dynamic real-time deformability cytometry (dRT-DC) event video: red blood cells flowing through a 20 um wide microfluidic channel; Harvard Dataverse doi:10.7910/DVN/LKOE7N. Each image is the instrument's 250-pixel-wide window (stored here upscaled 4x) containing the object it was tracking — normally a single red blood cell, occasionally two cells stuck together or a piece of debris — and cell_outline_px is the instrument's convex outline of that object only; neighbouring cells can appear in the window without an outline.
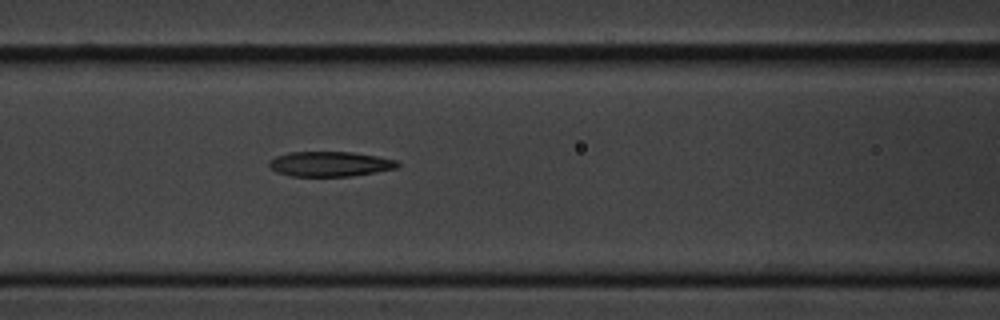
{"species": "common noctule bat (a hibernating species)", "species_latin": "Nyctalus noctula", "temperature_condition": "cold", "stored_images_in_passage": 5, "segment_of_instrument_passage": [1, 2], "camera_frame_rate_fps": 3000, "um_per_image_px": 0.085, "animal": {"sex": "male", "body_mass_g": 20.1, "forearm_length_mm": 53.5}, "frame": {"image": 1, "passage_image": 4, "time_ms": 3.667, "image_size_px": [1000, 320], "cell_outline_px": [[400, 164], [396, 168], [376, 172], [348, 176], [288, 176], [276, 172], [268, 164], [276, 156], [288, 152], [352, 152], [376, 156], [396, 160]], "centroid_in_image_um": [28.03, 13.94], "position_along_channel_um": 138.6, "area_um2": 18.55}}